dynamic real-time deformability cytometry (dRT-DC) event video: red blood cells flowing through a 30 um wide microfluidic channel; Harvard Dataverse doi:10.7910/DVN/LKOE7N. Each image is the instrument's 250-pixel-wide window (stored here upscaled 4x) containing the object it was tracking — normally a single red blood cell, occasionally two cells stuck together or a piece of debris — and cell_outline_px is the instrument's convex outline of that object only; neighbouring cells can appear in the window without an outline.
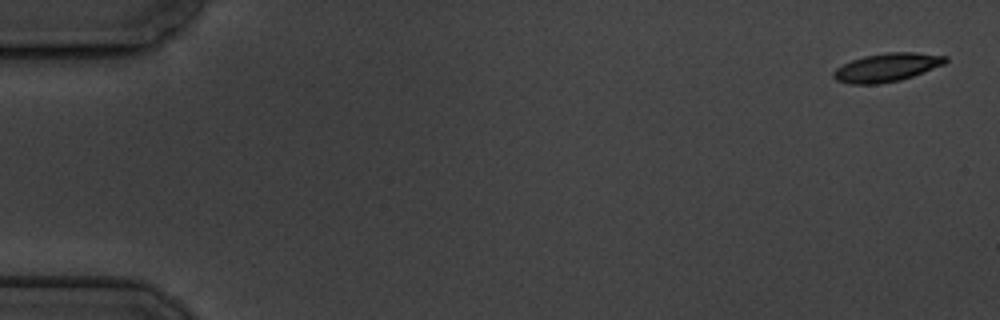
{"species": "common noctule bat (a hibernating species)", "species_latin": "Nyctalus noctula", "temperature_condition": "cold", "stored_images_in_passage": 5, "camera_frame_rate_fps": 3000, "um_per_image_px": 0.085, "animal": {"sex": "male", "body_mass_g": 19.5, "forearm_length_mm": 54.6}, "frame": {"image": 1, "passage_image": 1, "time_ms": 0.0, "image_size_px": [1000, 320], "cell_outline_px": [[948, 60], [944, 64], [912, 76], [900, 80], [880, 84], [848, 84], [836, 80], [832, 76], [832, 72], [836, 68], [852, 60], [864, 56], [884, 52], [916, 52], [948, 56]], "centroid_in_image_um": [75.37, 5.73], "position_along_channel_um": 9.6, "area_um2": 18.61}}
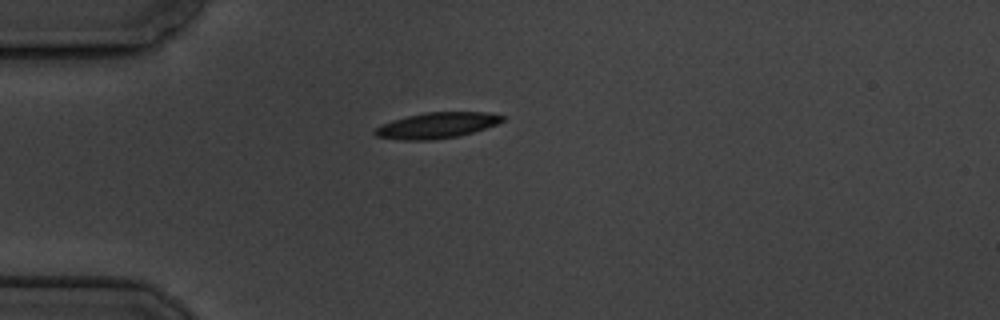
{"frame": {"image": 2, "passage_image": 5, "time_ms": 4.667, "image_size_px": [1000, 320], "cell_outline_px": [[504, 120], [496, 124], [472, 132], [456, 136], [432, 140], [404, 140], [376, 136], [372, 132], [380, 124], [392, 120], [424, 112], [488, 112], [504, 116]], "centroid_in_image_um": [37.09, 10.65], "position_along_channel_um": 47.9, "area_um2": 19.02}}